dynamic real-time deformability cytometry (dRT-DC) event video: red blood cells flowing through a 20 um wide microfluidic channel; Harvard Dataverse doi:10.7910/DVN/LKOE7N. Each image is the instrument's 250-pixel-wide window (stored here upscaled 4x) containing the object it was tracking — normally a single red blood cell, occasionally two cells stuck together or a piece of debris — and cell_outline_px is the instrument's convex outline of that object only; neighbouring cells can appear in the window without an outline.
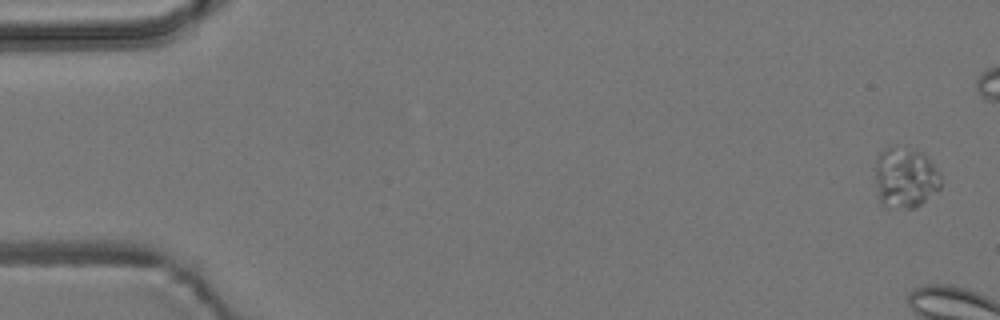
{"species": "common noctule bat (a hibernating species)", "species_latin": "Nyctalus noctula", "temperature_condition": "room temperature", "stored_images_in_passage": 3, "camera_frame_rate_fps": 3000, "um_per_image_px": 0.085, "animal": {"sex": "male", "body_mass_g": 19.2, "forearm_length_mm": 51.8}, "frame": {"image": 1, "passage_image": 1, "time_ms": 0.0, "image_size_px": [1000, 320], "cell_outline_px": [[940, 188], [916, 208], [888, 208], [880, 204], [876, 184], [876, 156], [884, 148], [896, 144], [924, 152], [936, 168], [940, 176]], "centroid_in_image_um": [76.92, 15.07], "position_along_channel_um": 8.1, "area_um2": 23.7}}